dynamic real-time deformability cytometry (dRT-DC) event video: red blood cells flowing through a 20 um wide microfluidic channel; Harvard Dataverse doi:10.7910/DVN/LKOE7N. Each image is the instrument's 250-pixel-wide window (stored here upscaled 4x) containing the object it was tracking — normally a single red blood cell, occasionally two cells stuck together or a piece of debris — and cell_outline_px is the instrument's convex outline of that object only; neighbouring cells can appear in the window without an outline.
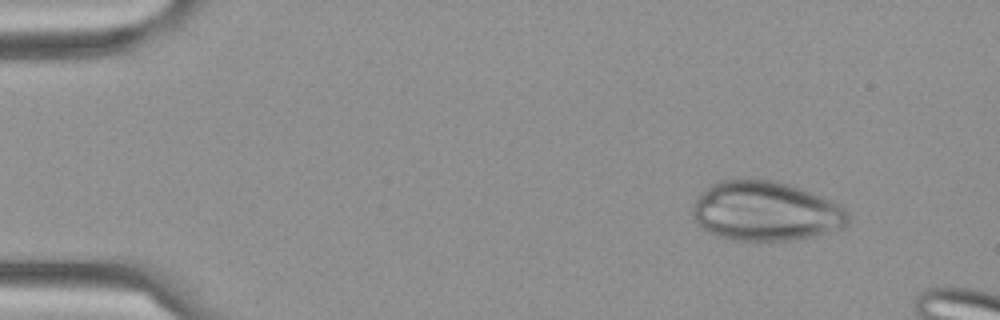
{"species": "Egyptian fruit bat (a non-hibernating species)", "species_latin": "Rousettus aegyptiacus", "temperature_condition": "cold", "stored_images_in_passage": 6, "camera_frame_rate_fps": 3000, "um_per_image_px": 0.085, "frame": {"image": 1, "passage_image": 1, "time_ms": 0.0, "image_size_px": [1000, 320], "cell_outline_px": [[848, 220], [844, 228], [812, 236], [788, 240], [732, 240], [716, 236], [708, 232], [692, 216], [692, 204], [696, 196], [704, 188], [716, 180], [772, 180], [788, 184], [828, 200], [844, 208], [848, 212]], "centroid_in_image_um": [65.0, 17.95], "position_along_channel_um": 20.0, "area_um2": 53.58}}